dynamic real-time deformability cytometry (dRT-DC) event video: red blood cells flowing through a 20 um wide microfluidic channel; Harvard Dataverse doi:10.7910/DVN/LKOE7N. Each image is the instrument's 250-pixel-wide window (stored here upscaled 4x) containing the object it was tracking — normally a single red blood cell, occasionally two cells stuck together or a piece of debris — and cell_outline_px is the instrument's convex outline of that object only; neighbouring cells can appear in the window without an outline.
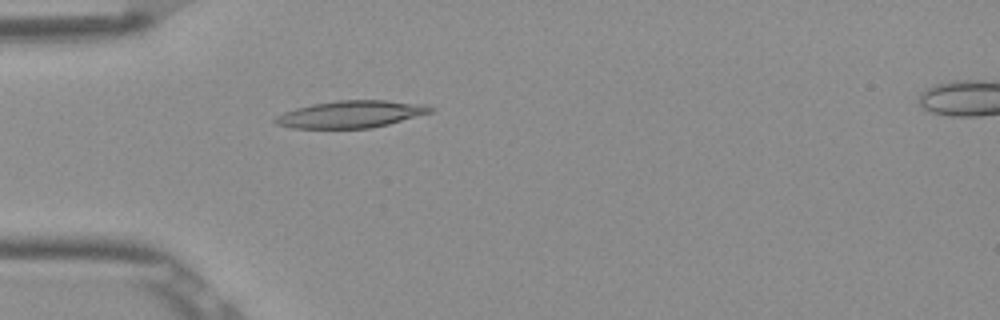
{"species": "Egyptian fruit bat (a non-hibernating species)", "species_latin": "Rousettus aegyptiacus", "temperature_condition": "room temperature", "stored_images_in_passage": 4, "camera_frame_rate_fps": 3000, "um_per_image_px": 0.085, "frame": {"image": 1, "passage_image": 4, "time_ms": 1.0, "image_size_px": [1000, 320], "cell_outline_px": [[436, 108], [432, 112], [388, 124], [372, 128], [292, 128], [276, 124], [272, 120], [276, 116], [284, 112], [296, 108], [312, 104], [336, 100], [384, 100], [424, 104]], "centroid_in_image_um": [29.82, 9.7], "position_along_channel_um": 55.2, "area_um2": 24.51}}